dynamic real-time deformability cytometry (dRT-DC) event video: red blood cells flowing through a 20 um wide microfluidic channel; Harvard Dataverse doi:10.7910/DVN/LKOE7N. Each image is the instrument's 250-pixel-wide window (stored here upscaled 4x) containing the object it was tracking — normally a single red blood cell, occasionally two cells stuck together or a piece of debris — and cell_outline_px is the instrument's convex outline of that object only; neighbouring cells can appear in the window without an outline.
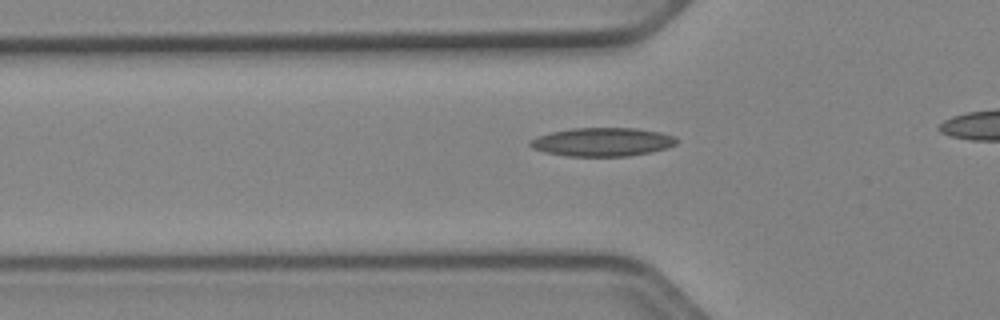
{"species": "Egyptian fruit bat (a non-hibernating species)", "species_latin": "Rousettus aegyptiacus", "temperature_condition": "cold", "stored_images_in_passage": 38, "camera_frame_rate_fps": 3000, "um_per_image_px": 0.085, "animal": {"sex": "female"}, "frame": {"image": 1, "passage_image": 13, "time_ms": 4.0, "image_size_px": [1000, 320], "cell_outline_px": [[676, 144], [668, 148], [652, 152], [628, 156], [568, 156], [544, 152], [532, 148], [528, 144], [528, 140], [536, 136], [552, 132], [572, 128], [636, 128], [660, 132], [676, 136]], "centroid_in_image_um": [51.19, 12.07], "position_along_channel_um": 74.6, "area_um2": 24.57}}
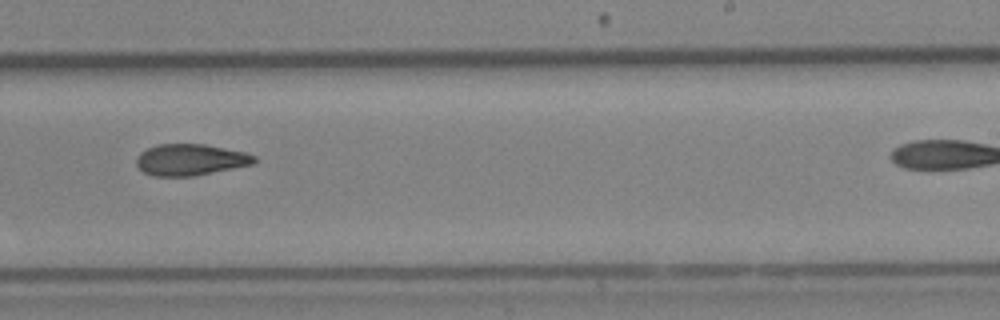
{"frame": {"image": 2, "passage_image": 28, "time_ms": 9.0, "image_size_px": [1000, 320], "cell_outline_px": [[256, 160], [252, 164], [192, 176], [152, 176], [144, 172], [136, 164], [136, 156], [140, 152], [156, 144], [204, 144], [244, 152], [256, 156]], "centroid_in_image_um": [16.13, 13.57], "position_along_channel_um": 272.9, "area_um2": 21.39}}
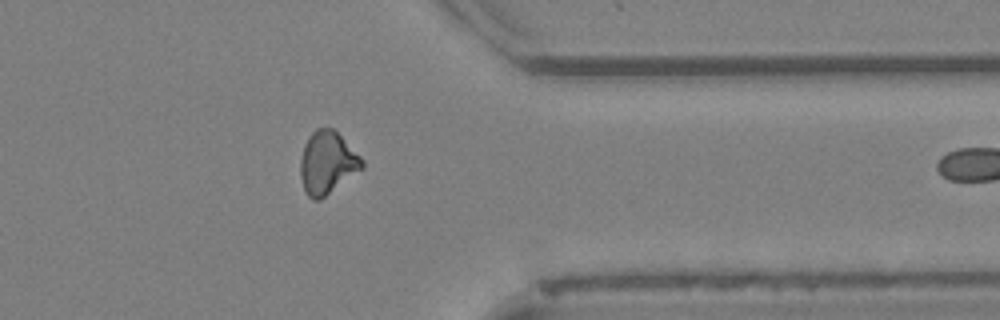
{"frame": {"image": 3, "passage_image": 37, "time_ms": 12.0, "image_size_px": [1000, 320], "cell_outline_px": [[364, 168], [320, 200], [312, 200], [308, 196], [304, 188], [300, 176], [300, 160], [304, 144], [308, 136], [316, 128], [332, 128], [364, 160]], "centroid_in_image_um": [27.81, 13.85], "position_along_channel_um": 383.6, "area_um2": 22.43}}